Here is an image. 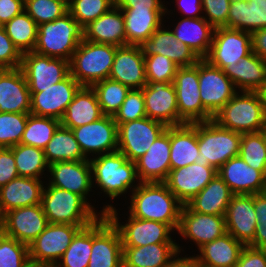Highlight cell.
<instances>
[{"mask_svg":"<svg viewBox=\"0 0 266 267\" xmlns=\"http://www.w3.org/2000/svg\"><path fill=\"white\" fill-rule=\"evenodd\" d=\"M199 156L196 163L218 170L239 155L242 134L219 126L214 120L196 122Z\"/></svg>","mask_w":266,"mask_h":267,"instance_id":"obj_3","label":"cell"},{"mask_svg":"<svg viewBox=\"0 0 266 267\" xmlns=\"http://www.w3.org/2000/svg\"><path fill=\"white\" fill-rule=\"evenodd\" d=\"M83 39V30L67 12L54 21L38 26L34 52L70 61Z\"/></svg>","mask_w":266,"mask_h":267,"instance_id":"obj_7","label":"cell"},{"mask_svg":"<svg viewBox=\"0 0 266 267\" xmlns=\"http://www.w3.org/2000/svg\"><path fill=\"white\" fill-rule=\"evenodd\" d=\"M146 116L142 89H130L120 109L113 116L117 126L121 123L138 120Z\"/></svg>","mask_w":266,"mask_h":267,"instance_id":"obj_52","label":"cell"},{"mask_svg":"<svg viewBox=\"0 0 266 267\" xmlns=\"http://www.w3.org/2000/svg\"><path fill=\"white\" fill-rule=\"evenodd\" d=\"M254 211L257 219H266V192L254 194Z\"/></svg>","mask_w":266,"mask_h":267,"instance_id":"obj_62","label":"cell"},{"mask_svg":"<svg viewBox=\"0 0 266 267\" xmlns=\"http://www.w3.org/2000/svg\"><path fill=\"white\" fill-rule=\"evenodd\" d=\"M196 123L170 127V168L195 163L199 156Z\"/></svg>","mask_w":266,"mask_h":267,"instance_id":"obj_34","label":"cell"},{"mask_svg":"<svg viewBox=\"0 0 266 267\" xmlns=\"http://www.w3.org/2000/svg\"><path fill=\"white\" fill-rule=\"evenodd\" d=\"M44 185L41 179L22 177L11 180L0 188V210H9L41 204Z\"/></svg>","mask_w":266,"mask_h":267,"instance_id":"obj_30","label":"cell"},{"mask_svg":"<svg viewBox=\"0 0 266 267\" xmlns=\"http://www.w3.org/2000/svg\"><path fill=\"white\" fill-rule=\"evenodd\" d=\"M92 248V224L81 228L54 267H88Z\"/></svg>","mask_w":266,"mask_h":267,"instance_id":"obj_43","label":"cell"},{"mask_svg":"<svg viewBox=\"0 0 266 267\" xmlns=\"http://www.w3.org/2000/svg\"><path fill=\"white\" fill-rule=\"evenodd\" d=\"M147 82L173 83L179 66L164 55L144 57Z\"/></svg>","mask_w":266,"mask_h":267,"instance_id":"obj_51","label":"cell"},{"mask_svg":"<svg viewBox=\"0 0 266 267\" xmlns=\"http://www.w3.org/2000/svg\"><path fill=\"white\" fill-rule=\"evenodd\" d=\"M2 223H3V214L0 210V229H1Z\"/></svg>","mask_w":266,"mask_h":267,"instance_id":"obj_64","label":"cell"},{"mask_svg":"<svg viewBox=\"0 0 266 267\" xmlns=\"http://www.w3.org/2000/svg\"><path fill=\"white\" fill-rule=\"evenodd\" d=\"M43 190L41 206L49 223L90 225L100 216L78 194L47 185Z\"/></svg>","mask_w":266,"mask_h":267,"instance_id":"obj_5","label":"cell"},{"mask_svg":"<svg viewBox=\"0 0 266 267\" xmlns=\"http://www.w3.org/2000/svg\"><path fill=\"white\" fill-rule=\"evenodd\" d=\"M60 125L58 119L36 116L30 113L20 144L44 149Z\"/></svg>","mask_w":266,"mask_h":267,"instance_id":"obj_44","label":"cell"},{"mask_svg":"<svg viewBox=\"0 0 266 267\" xmlns=\"http://www.w3.org/2000/svg\"><path fill=\"white\" fill-rule=\"evenodd\" d=\"M19 176L40 179L49 164L44 150L30 145L18 144L12 147Z\"/></svg>","mask_w":266,"mask_h":267,"instance_id":"obj_42","label":"cell"},{"mask_svg":"<svg viewBox=\"0 0 266 267\" xmlns=\"http://www.w3.org/2000/svg\"><path fill=\"white\" fill-rule=\"evenodd\" d=\"M18 176L12 147L0 148V188Z\"/></svg>","mask_w":266,"mask_h":267,"instance_id":"obj_55","label":"cell"},{"mask_svg":"<svg viewBox=\"0 0 266 267\" xmlns=\"http://www.w3.org/2000/svg\"><path fill=\"white\" fill-rule=\"evenodd\" d=\"M231 0H202L204 17L214 28L225 27Z\"/></svg>","mask_w":266,"mask_h":267,"instance_id":"obj_54","label":"cell"},{"mask_svg":"<svg viewBox=\"0 0 266 267\" xmlns=\"http://www.w3.org/2000/svg\"><path fill=\"white\" fill-rule=\"evenodd\" d=\"M86 226L89 225L49 223L45 230L28 245L32 267H54L76 233Z\"/></svg>","mask_w":266,"mask_h":267,"instance_id":"obj_8","label":"cell"},{"mask_svg":"<svg viewBox=\"0 0 266 267\" xmlns=\"http://www.w3.org/2000/svg\"><path fill=\"white\" fill-rule=\"evenodd\" d=\"M72 131L86 158L90 153L102 155L118 151L117 123L113 116L103 115Z\"/></svg>","mask_w":266,"mask_h":267,"instance_id":"obj_17","label":"cell"},{"mask_svg":"<svg viewBox=\"0 0 266 267\" xmlns=\"http://www.w3.org/2000/svg\"><path fill=\"white\" fill-rule=\"evenodd\" d=\"M20 68L29 88H48L70 74L68 60L41 55L34 51L22 54Z\"/></svg>","mask_w":266,"mask_h":267,"instance_id":"obj_18","label":"cell"},{"mask_svg":"<svg viewBox=\"0 0 266 267\" xmlns=\"http://www.w3.org/2000/svg\"><path fill=\"white\" fill-rule=\"evenodd\" d=\"M91 87L96 93L102 114L107 116L115 115L130 91L129 87L109 78L99 81Z\"/></svg>","mask_w":266,"mask_h":267,"instance_id":"obj_45","label":"cell"},{"mask_svg":"<svg viewBox=\"0 0 266 267\" xmlns=\"http://www.w3.org/2000/svg\"><path fill=\"white\" fill-rule=\"evenodd\" d=\"M103 116L95 91L82 86L60 120L61 126L73 129L98 120Z\"/></svg>","mask_w":266,"mask_h":267,"instance_id":"obj_37","label":"cell"},{"mask_svg":"<svg viewBox=\"0 0 266 267\" xmlns=\"http://www.w3.org/2000/svg\"><path fill=\"white\" fill-rule=\"evenodd\" d=\"M251 35L252 52L266 61V28L254 31Z\"/></svg>","mask_w":266,"mask_h":267,"instance_id":"obj_60","label":"cell"},{"mask_svg":"<svg viewBox=\"0 0 266 267\" xmlns=\"http://www.w3.org/2000/svg\"><path fill=\"white\" fill-rule=\"evenodd\" d=\"M138 181L164 182L170 173V127L160 134L148 151L135 161Z\"/></svg>","mask_w":266,"mask_h":267,"instance_id":"obj_24","label":"cell"},{"mask_svg":"<svg viewBox=\"0 0 266 267\" xmlns=\"http://www.w3.org/2000/svg\"><path fill=\"white\" fill-rule=\"evenodd\" d=\"M248 246L258 249H266V219H257L255 236Z\"/></svg>","mask_w":266,"mask_h":267,"instance_id":"obj_61","label":"cell"},{"mask_svg":"<svg viewBox=\"0 0 266 267\" xmlns=\"http://www.w3.org/2000/svg\"><path fill=\"white\" fill-rule=\"evenodd\" d=\"M82 30L84 40L117 47L126 45L124 17L116 5Z\"/></svg>","mask_w":266,"mask_h":267,"instance_id":"obj_32","label":"cell"},{"mask_svg":"<svg viewBox=\"0 0 266 267\" xmlns=\"http://www.w3.org/2000/svg\"><path fill=\"white\" fill-rule=\"evenodd\" d=\"M183 204L164 182H141L132 191L130 215L168 224L178 230Z\"/></svg>","mask_w":266,"mask_h":267,"instance_id":"obj_1","label":"cell"},{"mask_svg":"<svg viewBox=\"0 0 266 267\" xmlns=\"http://www.w3.org/2000/svg\"><path fill=\"white\" fill-rule=\"evenodd\" d=\"M3 28L21 54L34 50L38 25L25 10L5 23Z\"/></svg>","mask_w":266,"mask_h":267,"instance_id":"obj_41","label":"cell"},{"mask_svg":"<svg viewBox=\"0 0 266 267\" xmlns=\"http://www.w3.org/2000/svg\"><path fill=\"white\" fill-rule=\"evenodd\" d=\"M225 27L251 34L266 28V0H231Z\"/></svg>","mask_w":266,"mask_h":267,"instance_id":"obj_38","label":"cell"},{"mask_svg":"<svg viewBox=\"0 0 266 267\" xmlns=\"http://www.w3.org/2000/svg\"><path fill=\"white\" fill-rule=\"evenodd\" d=\"M68 4L57 0H24V10L39 26L66 14Z\"/></svg>","mask_w":266,"mask_h":267,"instance_id":"obj_48","label":"cell"},{"mask_svg":"<svg viewBox=\"0 0 266 267\" xmlns=\"http://www.w3.org/2000/svg\"><path fill=\"white\" fill-rule=\"evenodd\" d=\"M217 174L234 195L266 192V176L249 166L239 155L223 164Z\"/></svg>","mask_w":266,"mask_h":267,"instance_id":"obj_25","label":"cell"},{"mask_svg":"<svg viewBox=\"0 0 266 267\" xmlns=\"http://www.w3.org/2000/svg\"><path fill=\"white\" fill-rule=\"evenodd\" d=\"M0 267H32L28 245L0 231Z\"/></svg>","mask_w":266,"mask_h":267,"instance_id":"obj_50","label":"cell"},{"mask_svg":"<svg viewBox=\"0 0 266 267\" xmlns=\"http://www.w3.org/2000/svg\"><path fill=\"white\" fill-rule=\"evenodd\" d=\"M162 26L139 45L142 55L144 57L156 54L164 55L179 67L195 65L200 58L191 48L178 41L172 31L162 29Z\"/></svg>","mask_w":266,"mask_h":267,"instance_id":"obj_27","label":"cell"},{"mask_svg":"<svg viewBox=\"0 0 266 267\" xmlns=\"http://www.w3.org/2000/svg\"><path fill=\"white\" fill-rule=\"evenodd\" d=\"M262 132L264 133V135H265V137H266V123H265V125H264V127H263V129H262Z\"/></svg>","mask_w":266,"mask_h":267,"instance_id":"obj_66","label":"cell"},{"mask_svg":"<svg viewBox=\"0 0 266 267\" xmlns=\"http://www.w3.org/2000/svg\"><path fill=\"white\" fill-rule=\"evenodd\" d=\"M142 90L148 118L161 122L166 127L185 124L179 118L173 83L147 82Z\"/></svg>","mask_w":266,"mask_h":267,"instance_id":"obj_19","label":"cell"},{"mask_svg":"<svg viewBox=\"0 0 266 267\" xmlns=\"http://www.w3.org/2000/svg\"><path fill=\"white\" fill-rule=\"evenodd\" d=\"M48 164L58 161L88 160L80 149L72 129L59 126L43 149Z\"/></svg>","mask_w":266,"mask_h":267,"instance_id":"obj_40","label":"cell"},{"mask_svg":"<svg viewBox=\"0 0 266 267\" xmlns=\"http://www.w3.org/2000/svg\"><path fill=\"white\" fill-rule=\"evenodd\" d=\"M179 252L175 254L165 267H194L196 264V258L194 256L190 257H178Z\"/></svg>","mask_w":266,"mask_h":267,"instance_id":"obj_63","label":"cell"},{"mask_svg":"<svg viewBox=\"0 0 266 267\" xmlns=\"http://www.w3.org/2000/svg\"><path fill=\"white\" fill-rule=\"evenodd\" d=\"M194 267H208V266H205V265H203V264H201V263H198V262L196 261V264H195Z\"/></svg>","mask_w":266,"mask_h":267,"instance_id":"obj_65","label":"cell"},{"mask_svg":"<svg viewBox=\"0 0 266 267\" xmlns=\"http://www.w3.org/2000/svg\"><path fill=\"white\" fill-rule=\"evenodd\" d=\"M89 161L92 183L95 180L101 191L112 200L127 192L129 188L133 191L140 183L133 185L138 178L135 162L128 160L119 151L98 155L96 158L94 156Z\"/></svg>","mask_w":266,"mask_h":267,"instance_id":"obj_4","label":"cell"},{"mask_svg":"<svg viewBox=\"0 0 266 267\" xmlns=\"http://www.w3.org/2000/svg\"><path fill=\"white\" fill-rule=\"evenodd\" d=\"M166 128L163 123L148 117L121 123L117 126L118 151L135 162Z\"/></svg>","mask_w":266,"mask_h":267,"instance_id":"obj_11","label":"cell"},{"mask_svg":"<svg viewBox=\"0 0 266 267\" xmlns=\"http://www.w3.org/2000/svg\"><path fill=\"white\" fill-rule=\"evenodd\" d=\"M30 113H0V148L20 144Z\"/></svg>","mask_w":266,"mask_h":267,"instance_id":"obj_49","label":"cell"},{"mask_svg":"<svg viewBox=\"0 0 266 267\" xmlns=\"http://www.w3.org/2000/svg\"><path fill=\"white\" fill-rule=\"evenodd\" d=\"M171 30L175 38L191 48L200 58H205L211 48L215 28L204 18L181 19Z\"/></svg>","mask_w":266,"mask_h":267,"instance_id":"obj_33","label":"cell"},{"mask_svg":"<svg viewBox=\"0 0 266 267\" xmlns=\"http://www.w3.org/2000/svg\"><path fill=\"white\" fill-rule=\"evenodd\" d=\"M245 245L228 232L199 248L196 261L208 267H235Z\"/></svg>","mask_w":266,"mask_h":267,"instance_id":"obj_35","label":"cell"},{"mask_svg":"<svg viewBox=\"0 0 266 267\" xmlns=\"http://www.w3.org/2000/svg\"><path fill=\"white\" fill-rule=\"evenodd\" d=\"M49 224L41 204L20 207L3 214L0 231L17 241L29 245Z\"/></svg>","mask_w":266,"mask_h":267,"instance_id":"obj_16","label":"cell"},{"mask_svg":"<svg viewBox=\"0 0 266 267\" xmlns=\"http://www.w3.org/2000/svg\"><path fill=\"white\" fill-rule=\"evenodd\" d=\"M49 185L78 194L87 202V194L93 188L89 159L81 161H58L49 164Z\"/></svg>","mask_w":266,"mask_h":267,"instance_id":"obj_22","label":"cell"},{"mask_svg":"<svg viewBox=\"0 0 266 267\" xmlns=\"http://www.w3.org/2000/svg\"><path fill=\"white\" fill-rule=\"evenodd\" d=\"M223 72L240 91L266 93V61L253 52Z\"/></svg>","mask_w":266,"mask_h":267,"instance_id":"obj_29","label":"cell"},{"mask_svg":"<svg viewBox=\"0 0 266 267\" xmlns=\"http://www.w3.org/2000/svg\"><path fill=\"white\" fill-rule=\"evenodd\" d=\"M57 1H62V2H69V0H57Z\"/></svg>","mask_w":266,"mask_h":267,"instance_id":"obj_67","label":"cell"},{"mask_svg":"<svg viewBox=\"0 0 266 267\" xmlns=\"http://www.w3.org/2000/svg\"><path fill=\"white\" fill-rule=\"evenodd\" d=\"M229 77L206 59L199 60V92L203 107L214 115L237 93Z\"/></svg>","mask_w":266,"mask_h":267,"instance_id":"obj_15","label":"cell"},{"mask_svg":"<svg viewBox=\"0 0 266 267\" xmlns=\"http://www.w3.org/2000/svg\"><path fill=\"white\" fill-rule=\"evenodd\" d=\"M100 216L107 218L118 229L122 246H146L154 243H175L171 238L173 229L168 225L153 220L137 219L129 214L128 222L122 225L115 207L111 204L103 207Z\"/></svg>","mask_w":266,"mask_h":267,"instance_id":"obj_9","label":"cell"},{"mask_svg":"<svg viewBox=\"0 0 266 267\" xmlns=\"http://www.w3.org/2000/svg\"><path fill=\"white\" fill-rule=\"evenodd\" d=\"M125 22L126 45H140L163 25L167 8H120Z\"/></svg>","mask_w":266,"mask_h":267,"instance_id":"obj_31","label":"cell"},{"mask_svg":"<svg viewBox=\"0 0 266 267\" xmlns=\"http://www.w3.org/2000/svg\"><path fill=\"white\" fill-rule=\"evenodd\" d=\"M81 87L69 74L65 79L48 88H29L30 113L61 120L67 106Z\"/></svg>","mask_w":266,"mask_h":267,"instance_id":"obj_12","label":"cell"},{"mask_svg":"<svg viewBox=\"0 0 266 267\" xmlns=\"http://www.w3.org/2000/svg\"><path fill=\"white\" fill-rule=\"evenodd\" d=\"M179 118L187 124L204 122L213 116L203 107L199 92V61L193 66L179 67L173 81Z\"/></svg>","mask_w":266,"mask_h":267,"instance_id":"obj_10","label":"cell"},{"mask_svg":"<svg viewBox=\"0 0 266 267\" xmlns=\"http://www.w3.org/2000/svg\"><path fill=\"white\" fill-rule=\"evenodd\" d=\"M252 52V35L246 31L217 27L208 55L204 58L211 65L224 69L234 65Z\"/></svg>","mask_w":266,"mask_h":267,"instance_id":"obj_14","label":"cell"},{"mask_svg":"<svg viewBox=\"0 0 266 267\" xmlns=\"http://www.w3.org/2000/svg\"><path fill=\"white\" fill-rule=\"evenodd\" d=\"M123 247L118 229L100 216L92 223V248L88 267H122Z\"/></svg>","mask_w":266,"mask_h":267,"instance_id":"obj_13","label":"cell"},{"mask_svg":"<svg viewBox=\"0 0 266 267\" xmlns=\"http://www.w3.org/2000/svg\"><path fill=\"white\" fill-rule=\"evenodd\" d=\"M123 247V265L125 267H165L181 252L176 243H154L146 246Z\"/></svg>","mask_w":266,"mask_h":267,"instance_id":"obj_36","label":"cell"},{"mask_svg":"<svg viewBox=\"0 0 266 267\" xmlns=\"http://www.w3.org/2000/svg\"><path fill=\"white\" fill-rule=\"evenodd\" d=\"M238 91L213 117L219 126L241 134L262 131L266 123V94Z\"/></svg>","mask_w":266,"mask_h":267,"instance_id":"obj_2","label":"cell"},{"mask_svg":"<svg viewBox=\"0 0 266 267\" xmlns=\"http://www.w3.org/2000/svg\"><path fill=\"white\" fill-rule=\"evenodd\" d=\"M239 156L251 167L266 176V137L262 131L244 133L241 137Z\"/></svg>","mask_w":266,"mask_h":267,"instance_id":"obj_46","label":"cell"},{"mask_svg":"<svg viewBox=\"0 0 266 267\" xmlns=\"http://www.w3.org/2000/svg\"><path fill=\"white\" fill-rule=\"evenodd\" d=\"M233 195L217 174L187 205L197 213L225 216Z\"/></svg>","mask_w":266,"mask_h":267,"instance_id":"obj_39","label":"cell"},{"mask_svg":"<svg viewBox=\"0 0 266 267\" xmlns=\"http://www.w3.org/2000/svg\"><path fill=\"white\" fill-rule=\"evenodd\" d=\"M116 48L82 39L69 61L70 74L81 86L87 87L108 79Z\"/></svg>","mask_w":266,"mask_h":267,"instance_id":"obj_6","label":"cell"},{"mask_svg":"<svg viewBox=\"0 0 266 267\" xmlns=\"http://www.w3.org/2000/svg\"><path fill=\"white\" fill-rule=\"evenodd\" d=\"M255 215L254 194L233 195L224 216L227 232L248 246L255 236L257 226Z\"/></svg>","mask_w":266,"mask_h":267,"instance_id":"obj_23","label":"cell"},{"mask_svg":"<svg viewBox=\"0 0 266 267\" xmlns=\"http://www.w3.org/2000/svg\"><path fill=\"white\" fill-rule=\"evenodd\" d=\"M235 267H266V249L245 246Z\"/></svg>","mask_w":266,"mask_h":267,"instance_id":"obj_56","label":"cell"},{"mask_svg":"<svg viewBox=\"0 0 266 267\" xmlns=\"http://www.w3.org/2000/svg\"><path fill=\"white\" fill-rule=\"evenodd\" d=\"M21 63L22 54L6 34L3 26H0V68L16 69L21 67Z\"/></svg>","mask_w":266,"mask_h":267,"instance_id":"obj_53","label":"cell"},{"mask_svg":"<svg viewBox=\"0 0 266 267\" xmlns=\"http://www.w3.org/2000/svg\"><path fill=\"white\" fill-rule=\"evenodd\" d=\"M24 11V0H0V26Z\"/></svg>","mask_w":266,"mask_h":267,"instance_id":"obj_57","label":"cell"},{"mask_svg":"<svg viewBox=\"0 0 266 267\" xmlns=\"http://www.w3.org/2000/svg\"><path fill=\"white\" fill-rule=\"evenodd\" d=\"M115 5L119 8H165L161 0H115Z\"/></svg>","mask_w":266,"mask_h":267,"instance_id":"obj_58","label":"cell"},{"mask_svg":"<svg viewBox=\"0 0 266 267\" xmlns=\"http://www.w3.org/2000/svg\"><path fill=\"white\" fill-rule=\"evenodd\" d=\"M115 6V0H69L68 12L83 29Z\"/></svg>","mask_w":266,"mask_h":267,"instance_id":"obj_47","label":"cell"},{"mask_svg":"<svg viewBox=\"0 0 266 267\" xmlns=\"http://www.w3.org/2000/svg\"><path fill=\"white\" fill-rule=\"evenodd\" d=\"M109 79L130 89H142L147 84L144 56L139 45L116 48Z\"/></svg>","mask_w":266,"mask_h":267,"instance_id":"obj_26","label":"cell"},{"mask_svg":"<svg viewBox=\"0 0 266 267\" xmlns=\"http://www.w3.org/2000/svg\"><path fill=\"white\" fill-rule=\"evenodd\" d=\"M31 94L21 68H0V113H30Z\"/></svg>","mask_w":266,"mask_h":267,"instance_id":"obj_28","label":"cell"},{"mask_svg":"<svg viewBox=\"0 0 266 267\" xmlns=\"http://www.w3.org/2000/svg\"><path fill=\"white\" fill-rule=\"evenodd\" d=\"M177 231L195 242L198 249L227 233L224 216L197 213L187 204L182 206Z\"/></svg>","mask_w":266,"mask_h":267,"instance_id":"obj_20","label":"cell"},{"mask_svg":"<svg viewBox=\"0 0 266 267\" xmlns=\"http://www.w3.org/2000/svg\"><path fill=\"white\" fill-rule=\"evenodd\" d=\"M178 9L181 10V12L187 14L186 18H199L204 17L198 16L197 14H200V11H203L202 8V0H176Z\"/></svg>","mask_w":266,"mask_h":267,"instance_id":"obj_59","label":"cell"},{"mask_svg":"<svg viewBox=\"0 0 266 267\" xmlns=\"http://www.w3.org/2000/svg\"><path fill=\"white\" fill-rule=\"evenodd\" d=\"M216 175L217 170L212 166H202L195 162L188 166L171 169L164 183L177 199L186 205Z\"/></svg>","mask_w":266,"mask_h":267,"instance_id":"obj_21","label":"cell"}]
</instances>
